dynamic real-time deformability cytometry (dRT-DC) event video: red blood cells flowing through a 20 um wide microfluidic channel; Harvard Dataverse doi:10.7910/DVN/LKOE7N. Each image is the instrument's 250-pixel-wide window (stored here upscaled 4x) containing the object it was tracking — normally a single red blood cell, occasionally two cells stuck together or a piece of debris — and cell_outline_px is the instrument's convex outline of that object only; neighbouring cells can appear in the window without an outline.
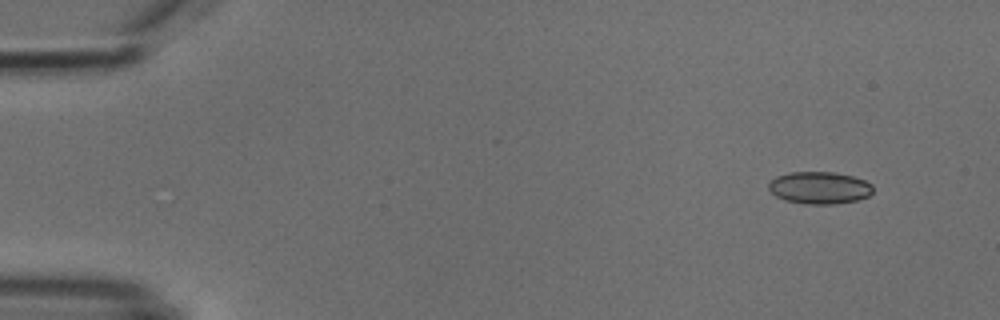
{"species": "common noctule bat (a hibernating species)", "species_latin": "Nyctalus noctula", "temperature_condition": "cold", "stored_images_in_passage": 5, "camera_frame_rate_fps": 3000, "um_per_image_px": 0.085, "animal": {"sex": "male", "body_mass_g": 18.8}, "frame": {"image": 1, "passage_image": 2, "time_ms": 1.0, "image_size_px": [1000, 320], "cell_outline_px": [[872, 192], [868, 196], [856, 200], [836, 204], [804, 204], [784, 200], [776, 196], [768, 188], [768, 184], [776, 176], [788, 172], [836, 172], [852, 176], [864, 180], [872, 184]], "centroid_in_image_um": [69.64, 15.96], "position_along_channel_um": 15.4, "area_um2": 19.65}}